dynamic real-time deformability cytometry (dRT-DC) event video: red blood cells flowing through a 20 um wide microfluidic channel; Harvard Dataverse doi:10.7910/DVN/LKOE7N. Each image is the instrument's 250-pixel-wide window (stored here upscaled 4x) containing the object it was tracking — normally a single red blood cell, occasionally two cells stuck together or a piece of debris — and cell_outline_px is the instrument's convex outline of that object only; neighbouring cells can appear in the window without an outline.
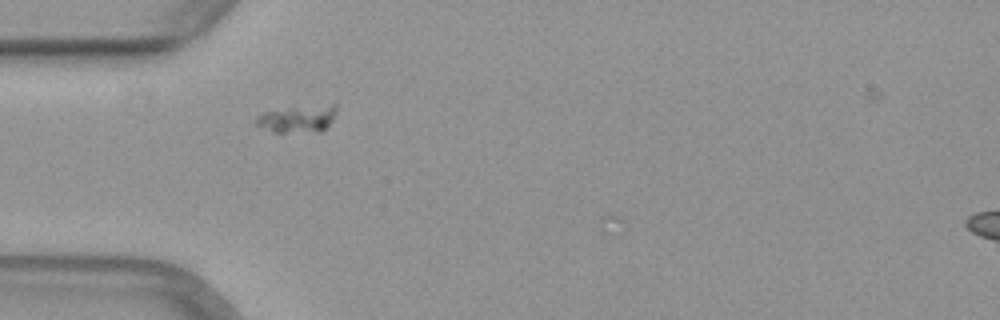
{"species": "common noctule bat (a hibernating species)", "species_latin": "Nyctalus noctula", "temperature_condition": "warm", "stored_images_in_passage": 6, "camera_frame_rate_fps": 3000, "um_per_image_px": 0.085, "animal": {"sex": "female", "body_mass_g": 29.2, "forearm_length_mm": 56.3}, "frame": {"image": 1, "passage_image": 2, "time_ms": 0.333, "image_size_px": [1000, 320], "cell_outline_px": [[336, 112], [332, 120], [320, 132], [276, 132], [256, 124], [256, 116], [264, 112], [292, 108], [332, 104], [336, 104]], "centroid_in_image_um": [25.33, 10.11], "position_along_channel_um": 59.7, "area_um2": 12.25}}
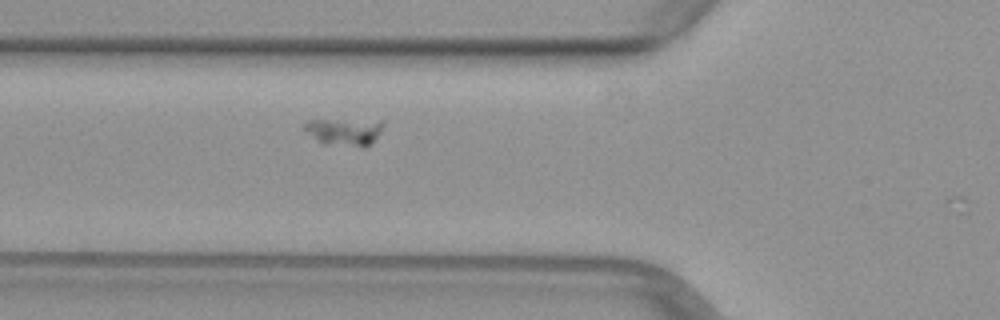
{"frame": {"image": 2, "passage_image": 5, "time_ms": 1.333, "image_size_px": [1000, 320], "cell_outline_px": [[384, 124], [380, 132], [364, 148], [324, 144], [308, 132], [304, 128], [304, 124], [308, 120], [384, 120]], "centroid_in_image_um": [29.31, 11.19], "position_along_channel_um": 96.5, "area_um2": 12.37}}